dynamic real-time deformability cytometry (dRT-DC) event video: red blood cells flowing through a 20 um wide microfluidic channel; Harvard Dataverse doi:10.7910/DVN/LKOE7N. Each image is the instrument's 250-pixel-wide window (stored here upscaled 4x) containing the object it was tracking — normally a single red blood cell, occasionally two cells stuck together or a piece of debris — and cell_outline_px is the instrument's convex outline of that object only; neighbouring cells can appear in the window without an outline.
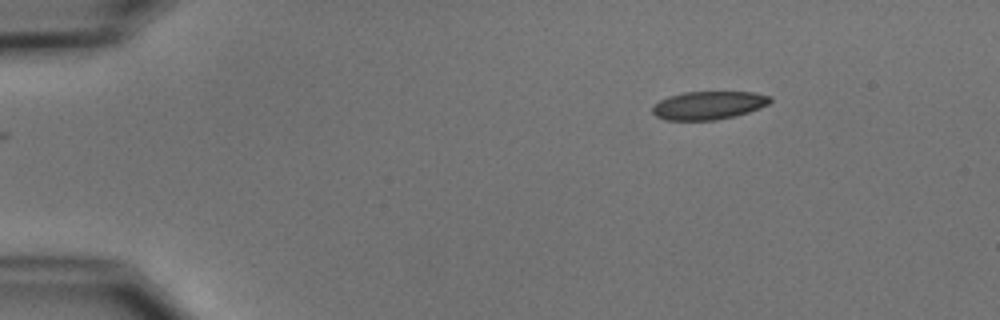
{"species": "common noctule bat (a hibernating species)", "species_latin": "Nyctalus noctula", "temperature_condition": "cold", "stored_images_in_passage": 47, "camera_frame_rate_fps": 3000, "um_per_image_px": 0.085, "animal": {"sex": "male", "body_mass_g": 15.6}, "frame": {"image": 1, "passage_image": 1, "time_ms": 0.0, "image_size_px": [1000, 320], "cell_outline_px": [[772, 100], [768, 104], [760, 108], [736, 116], [716, 120], [664, 120], [656, 116], [652, 112], [652, 104], [668, 96], [684, 92], [752, 92], [772, 96]], "centroid_in_image_um": [60.21, 8.95], "position_along_channel_um": 24.8, "area_um2": 19.54}}
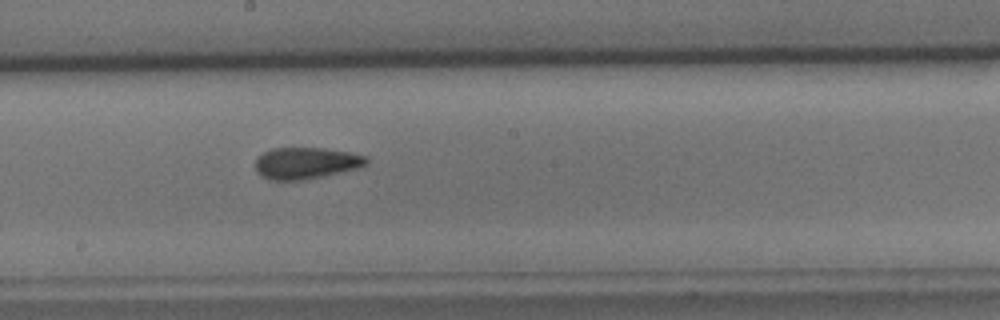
{"frame": {"image": 2, "passage_image": 23, "time_ms": 7.333, "image_size_px": [1000, 320], "cell_outline_px": [[368, 164], [360, 168], [324, 176], [300, 180], [272, 180], [260, 176], [256, 172], [256, 160], [264, 152], [272, 148], [324, 148], [348, 152], [368, 156]], "centroid_in_image_um": [26.04, 13.87], "position_along_channel_um": 222.2, "area_um2": 20.52}}
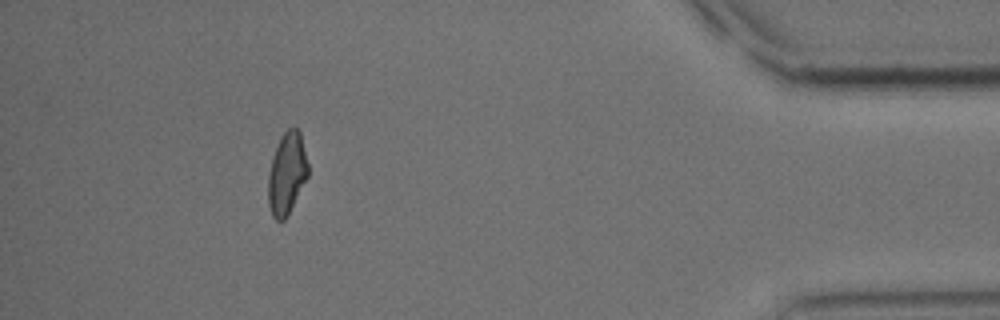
{"frame": {"image": 3, "passage_image": 42, "time_ms": 13.667, "image_size_px": [1000, 320], "cell_outline_px": [[308, 176], [288, 216], [284, 220], [276, 220], [272, 216], [268, 204], [268, 172], [280, 136], [288, 128], [296, 128], [300, 132], [308, 164]], "centroid_in_image_um": [24.38, 14.77], "position_along_channel_um": 410.8, "area_um2": 19.02}, "authors_computed_cell_mechanics": {"area_um2": 20.1144, "velocity_mm_per_s": 3.7619, "shape_relaxation_time_tau1_ms": 6.7869, "shape_relaxation_time_tau2_ms": 2.4517, "deformation_change_tau1": 0.1454, "deformation_change_tau2": 0.0734}}